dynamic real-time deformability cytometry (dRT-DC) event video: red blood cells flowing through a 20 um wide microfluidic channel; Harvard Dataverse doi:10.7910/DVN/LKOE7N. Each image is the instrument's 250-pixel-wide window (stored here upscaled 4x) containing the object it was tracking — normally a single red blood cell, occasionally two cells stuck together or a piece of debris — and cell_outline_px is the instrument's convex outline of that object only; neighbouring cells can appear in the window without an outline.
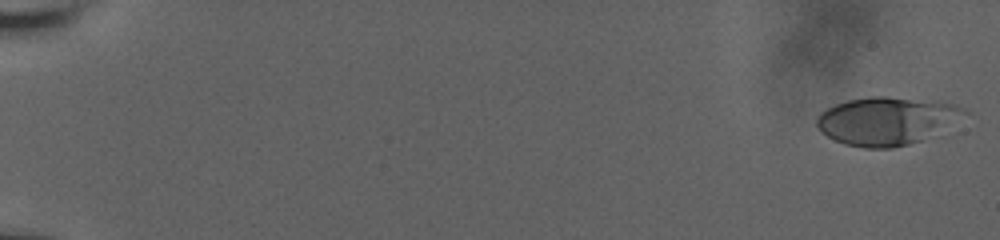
{"species": "human", "species_latin": "Homo sapiens", "temperature_condition": "room temperature", "stored_images_in_passage": 49, "camera_frame_rate_fps": 3000, "um_per_image_px": 0.085, "donor": {"sex": "male"}, "frame": {"image": 1, "passage_image": 1, "time_ms": 0.0, "image_size_px": [1000, 240], "cell_outline_px": [[968, 112], [920, 140], [908, 144], [892, 148], [864, 148], [844, 144], [820, 132], [816, 124], [816, 116], [820, 112], [836, 104], [848, 100], [872, 96], [884, 96], [936, 100], [956, 104], [964, 108]], "centroid_in_image_um": [75.28, 10.25], "position_along_channel_um": 9.7, "area_um2": 40.75}}
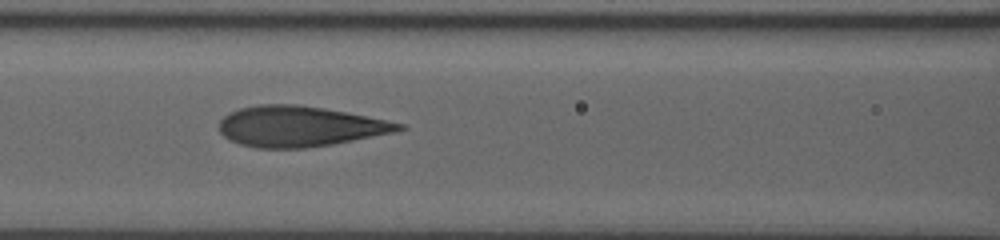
{"frame": {"image": 2, "passage_image": 28, "time_ms": 9.0, "image_size_px": [1000, 240], "cell_outline_px": [[408, 128], [392, 132], [332, 144], [304, 148], [256, 148], [240, 144], [224, 136], [220, 132], [220, 120], [224, 116], [240, 108], [260, 104], [296, 104], [324, 108], [404, 124]], "centroid_in_image_um": [25.43, 10.74], "position_along_channel_um": 141.2, "area_um2": 41.79}}
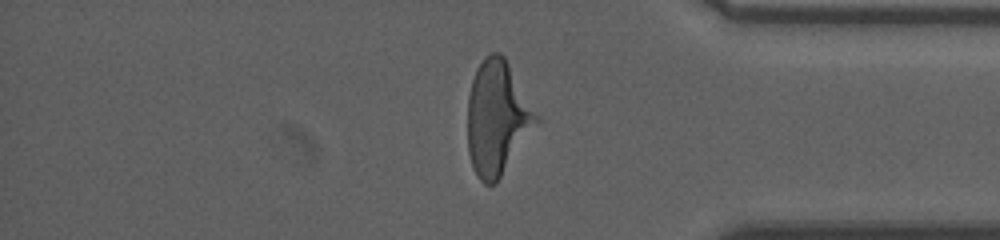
{"frame": {"image": 3, "passage_image": 49, "time_ms": 16.0, "image_size_px": [1000, 240], "cell_outline_px": [[540, 120], [496, 184], [484, 184], [480, 180], [472, 168], [468, 152], [468, 96], [472, 80], [476, 68], [484, 56], [492, 52], [500, 52], [504, 56], [540, 116]], "centroid_in_image_um": [42.27, 10.02], "position_along_channel_um": 392.9, "area_um2": 45.89}, "authors_computed_cell_mechanics": {"area_um2": 41.7316, "velocity_mm_per_s": 3.7923, "shape_relaxation_time_tau1_ms": 6.8906, "shape_relaxation_time_tau2_ms": 0.7296, "deformation_change_tau1": 0.2446, "deformation_change_tau2": 0.0879}}